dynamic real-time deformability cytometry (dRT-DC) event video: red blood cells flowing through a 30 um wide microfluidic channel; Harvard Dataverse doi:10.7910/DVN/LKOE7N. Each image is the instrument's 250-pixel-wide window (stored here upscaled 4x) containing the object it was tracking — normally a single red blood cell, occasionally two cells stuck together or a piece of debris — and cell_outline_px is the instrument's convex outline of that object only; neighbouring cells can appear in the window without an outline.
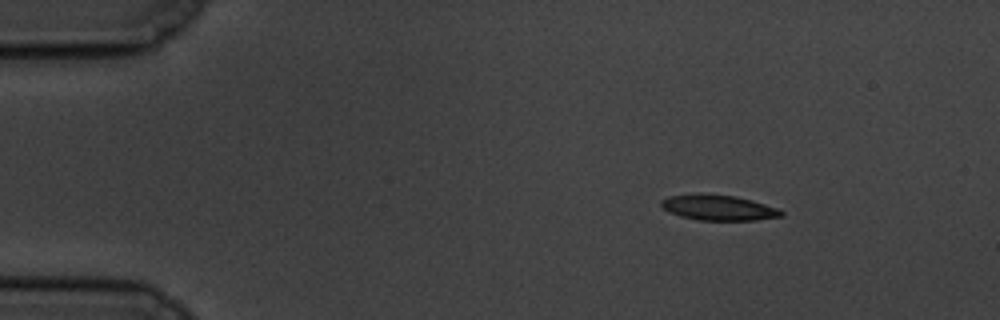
{"species": "common noctule bat (a hibernating species)", "species_latin": "Nyctalus noctula", "temperature_condition": "cold", "stored_images_in_passage": 11, "camera_frame_rate_fps": 3000, "um_per_image_px": 0.085, "animal": {"sex": "male", "body_mass_g": 19.5, "forearm_length_mm": 54.6}, "frame": {"image": 1, "passage_image": 1, "time_ms": 0.0, "image_size_px": [1000, 320], "cell_outline_px": [[784, 216], [756, 220], [696, 220], [680, 216], [668, 212], [660, 204], [660, 200], [668, 196], [700, 192], [736, 196], [752, 200], [780, 208], [784, 212]], "centroid_in_image_um": [61.07, 17.63], "position_along_channel_um": 23.9, "area_um2": 18.26}}